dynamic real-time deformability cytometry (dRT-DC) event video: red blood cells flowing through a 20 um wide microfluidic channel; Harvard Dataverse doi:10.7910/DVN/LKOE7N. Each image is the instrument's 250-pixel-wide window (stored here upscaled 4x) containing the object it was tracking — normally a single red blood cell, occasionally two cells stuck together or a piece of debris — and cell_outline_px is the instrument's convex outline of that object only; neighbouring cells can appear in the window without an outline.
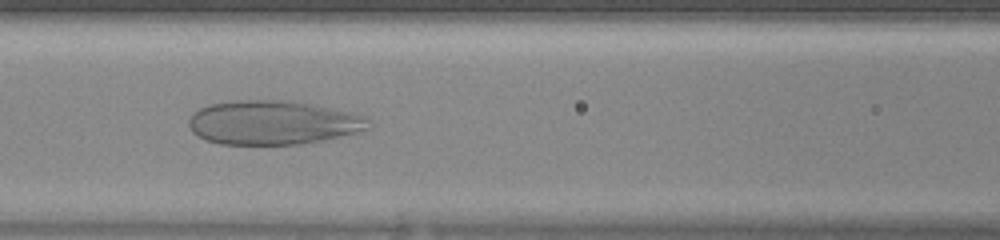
{"species": "human", "species_latin": "Homo sapiens", "temperature_condition": "warm", "stored_images_in_passage": 44, "camera_frame_rate_fps": 3000, "um_per_image_px": 0.085, "donor": {"sex": "female"}, "frame": {"image": 1, "passage_image": 19, "time_ms": 6.0, "image_size_px": [1000, 240], "cell_outline_px": [[372, 128], [324, 140], [296, 144], [220, 144], [208, 140], [192, 132], [188, 124], [188, 120], [200, 108], [208, 104], [232, 100], [292, 100], [352, 112], [368, 120]], "centroid_in_image_um": [23.19, 10.41], "position_along_channel_um": 143.4, "area_um2": 46.01}}
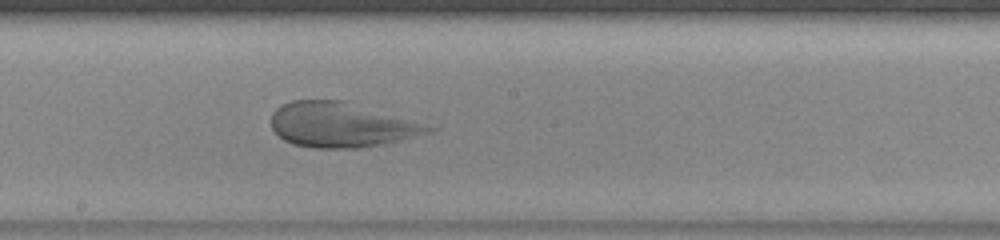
{"frame": {"image": 2, "passage_image": 24, "time_ms": 7.667, "image_size_px": [1000, 240], "cell_outline_px": [[440, 128], [432, 132], [416, 136], [380, 144], [356, 148], [312, 148], [292, 144], [284, 140], [272, 128], [272, 112], [280, 104], [292, 100], [352, 100]], "centroid_in_image_um": [29.05, 10.58], "position_along_channel_um": 219.1, "area_um2": 41.79}}
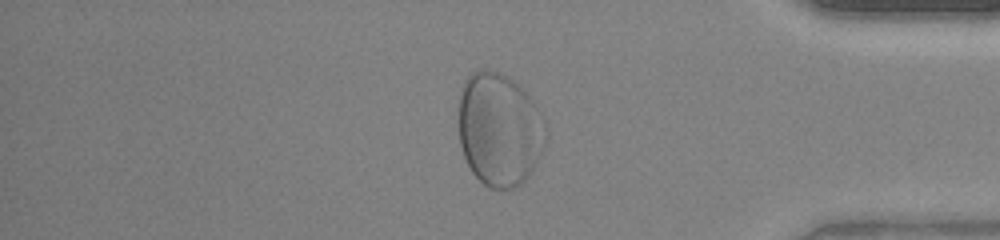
{"frame": {"image": 3, "passage_image": 37, "time_ms": 12.0, "image_size_px": [1000, 240], "cell_outline_px": [[548, 132], [544, 144], [528, 176], [516, 188], [488, 188], [472, 172], [464, 156], [460, 144], [460, 96], [464, 80], [472, 72], [480, 68], [488, 68], [500, 72], [508, 76], [532, 100], [540, 112], [548, 128]], "centroid_in_image_um": [42.44, 10.98], "position_along_channel_um": 392.8, "area_um2": 57.34}}